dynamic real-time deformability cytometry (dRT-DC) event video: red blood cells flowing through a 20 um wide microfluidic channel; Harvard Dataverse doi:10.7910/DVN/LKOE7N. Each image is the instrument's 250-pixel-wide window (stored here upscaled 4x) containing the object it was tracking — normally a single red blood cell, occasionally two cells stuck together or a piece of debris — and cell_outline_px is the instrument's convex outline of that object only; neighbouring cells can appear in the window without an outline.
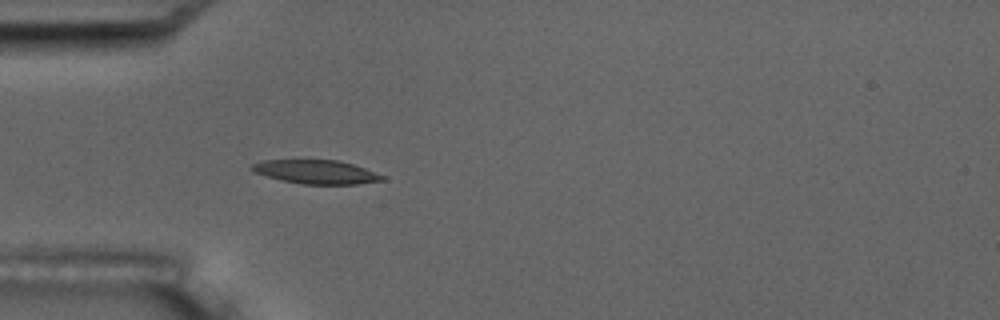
{"species": "common noctule bat (a hibernating species)", "species_latin": "Nyctalus noctula", "temperature_condition": "room temperature", "stored_images_in_passage": 3, "camera_frame_rate_fps": 3000, "um_per_image_px": 0.085, "animal": {"sex": "male", "body_mass_g": 17.5, "forearm_length_mm": 52.3}, "frame": {"image": 1, "passage_image": 3, "time_ms": 2.333, "image_size_px": [1000, 320], "cell_outline_px": [[384, 180], [356, 184], [300, 184], [280, 180], [256, 172], [248, 168], [252, 164], [264, 160], [336, 160], [352, 164], [364, 168], [384, 176]], "centroid_in_image_um": [26.84, 14.61], "position_along_channel_um": 58.2, "area_um2": 17.86}}